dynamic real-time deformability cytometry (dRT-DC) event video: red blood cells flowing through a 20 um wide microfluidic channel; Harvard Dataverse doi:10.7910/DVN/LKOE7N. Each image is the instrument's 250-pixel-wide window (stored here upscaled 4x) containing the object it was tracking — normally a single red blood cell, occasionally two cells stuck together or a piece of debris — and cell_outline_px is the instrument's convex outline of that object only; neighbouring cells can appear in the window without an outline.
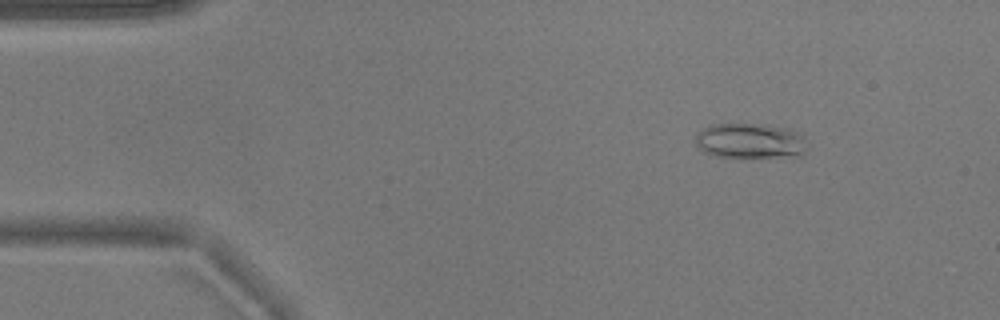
{"species": "common noctule bat (a hibernating species)", "species_latin": "Nyctalus noctula", "temperature_condition": "warm", "stored_images_in_passage": 50, "camera_frame_rate_fps": 3000, "um_per_image_px": 0.085, "animal": {"sex": "male", "body_mass_g": 17.9}, "frame": {"image": 1, "passage_image": 4, "time_ms": 1.0, "image_size_px": [1000, 320], "cell_outline_px": [[808, 148], [800, 156], [752, 160], [740, 160], [712, 156], [704, 152], [696, 144], [696, 132], [712, 124], [768, 124], [792, 128], [804, 136]], "centroid_in_image_um": [63.81, 12.03], "position_along_channel_um": 21.2, "area_um2": 24.51}}
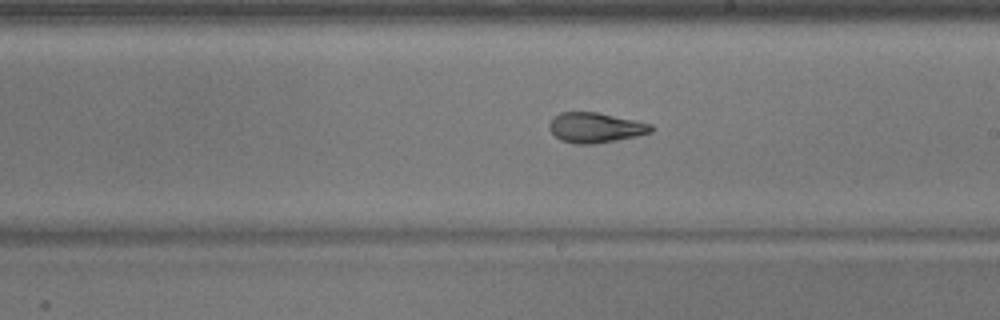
{"frame": {"image": 2, "passage_image": 27, "time_ms": 8.667, "image_size_px": [1000, 320], "cell_outline_px": [[656, 128], [652, 132], [636, 136], [616, 140], [592, 144], [576, 144], [560, 140], [548, 128], [548, 124], [560, 112], [596, 112], [636, 120], [652, 124]], "centroid_in_image_um": [50.64, 10.85], "position_along_channel_um": 238.4, "area_um2": 17.86}}
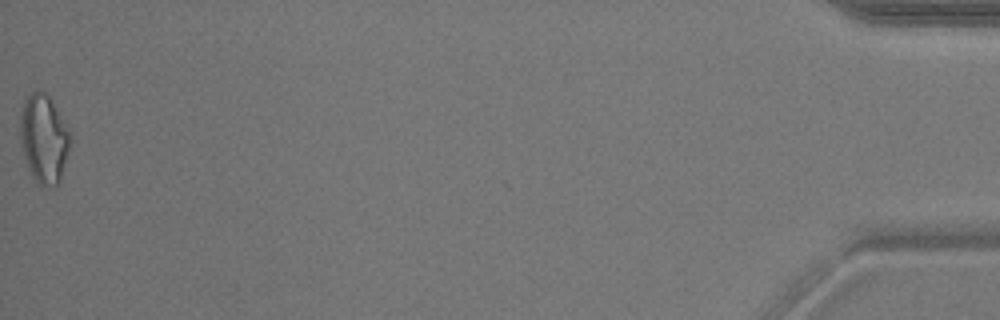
{"frame": {"image": 3, "passage_image": 50, "time_ms": 16.333, "image_size_px": [1000, 320], "cell_outline_px": [[72, 136], [60, 184], [56, 188], [48, 188], [36, 184], [32, 176], [24, 156], [20, 140], [20, 116], [24, 100], [32, 92], [40, 88], [52, 100], [68, 128]], "centroid_in_image_um": [3.74, 11.84], "position_along_channel_um": 431.5, "area_um2": 26.3}, "authors_computed_cell_mechanics": {"area_um2": 19.363, "velocity_mm_per_s": 3.8182, "shape_relaxation_time_tau1_ms": 7.3713, "shape_relaxation_time_tau2_ms": 2.1248, "deformation_change_tau1": 0.2163, "deformation_change_tau2": 0.1044}}